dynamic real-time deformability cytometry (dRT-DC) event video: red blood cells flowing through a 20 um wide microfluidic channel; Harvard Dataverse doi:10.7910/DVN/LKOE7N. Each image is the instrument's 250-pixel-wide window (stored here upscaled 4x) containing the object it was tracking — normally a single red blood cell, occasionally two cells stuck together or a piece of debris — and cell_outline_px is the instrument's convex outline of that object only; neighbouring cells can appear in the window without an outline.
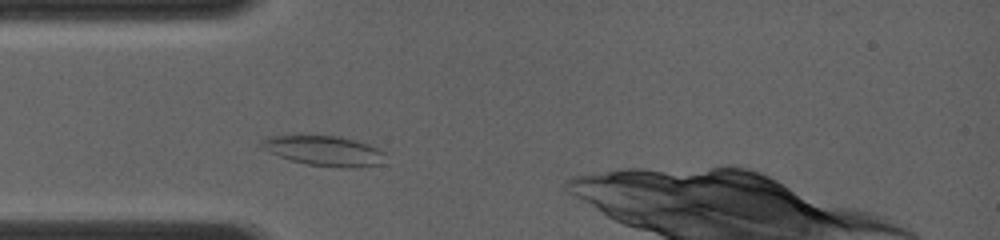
{"species": "common noctule bat (a hibernating species)", "species_latin": "Nyctalus noctula", "temperature_condition": "room temperature", "stored_images_in_passage": 14, "camera_frame_rate_fps": 4000, "um_per_image_px": 0.085, "animal": {"sex": "female", "body_mass_g": 19.0, "forearm_length_mm": 56.7}, "frame": {"image": 1, "passage_image": 1, "time_ms": 0.0, "image_size_px": [1000, 240], "cell_outline_px": [[388, 152], [380, 164], [356, 168], [340, 168], [308, 164], [292, 160], [268, 152], [260, 148], [260, 144], [268, 136], [296, 132], [340, 136], [356, 140], [368, 144]], "centroid_in_image_um": [27.52, 12.76], "position_along_channel_um": 57.5, "area_um2": 22.72}}
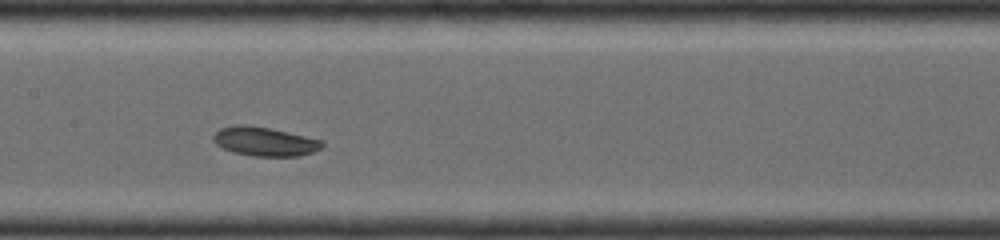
{"frame": {"image": 2, "passage_image": 8, "time_ms": 3.0, "image_size_px": [1000, 240], "cell_outline_px": [[324, 144], [320, 148], [312, 152], [300, 156], [252, 156], [232, 152], [216, 144], [212, 140], [212, 136], [220, 128], [240, 124], [268, 128], [288, 132], [324, 140]], "centroid_in_image_um": [22.49, 12.03], "position_along_channel_um": 184.9, "area_um2": 18.32}}
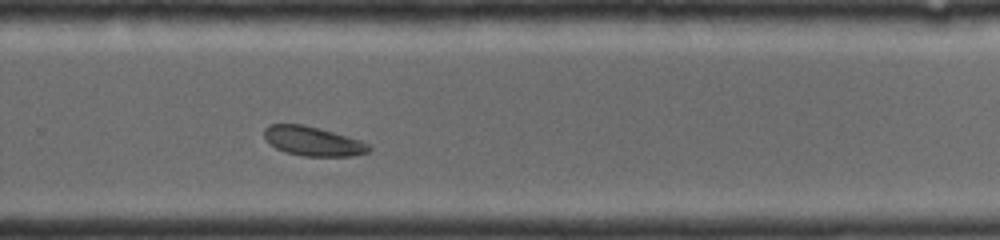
{"frame": {"image": 3, "passage_image": 14, "time_ms": 5.75, "image_size_px": [1000, 240], "cell_outline_px": [[372, 148], [368, 152], [352, 156], [304, 156], [288, 152], [276, 148], [268, 144], [264, 140], [264, 128], [268, 124], [304, 124], [360, 140], [368, 144]], "centroid_in_image_um": [26.55, 12.0], "position_along_channel_um": 303.2, "area_um2": 17.86}}